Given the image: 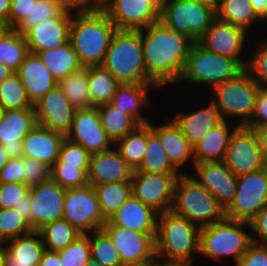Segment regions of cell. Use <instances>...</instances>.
I'll list each match as a JSON object with an SVG mask.
<instances>
[{
  "mask_svg": "<svg viewBox=\"0 0 267 266\" xmlns=\"http://www.w3.org/2000/svg\"><path fill=\"white\" fill-rule=\"evenodd\" d=\"M41 233L45 249L60 251L71 244L81 233L64 219L46 223L38 230Z\"/></svg>",
  "mask_w": 267,
  "mask_h": 266,
  "instance_id": "60d3db41",
  "label": "cell"
},
{
  "mask_svg": "<svg viewBox=\"0 0 267 266\" xmlns=\"http://www.w3.org/2000/svg\"><path fill=\"white\" fill-rule=\"evenodd\" d=\"M39 266H62L58 252L45 249Z\"/></svg>",
  "mask_w": 267,
  "mask_h": 266,
  "instance_id": "94428289",
  "label": "cell"
},
{
  "mask_svg": "<svg viewBox=\"0 0 267 266\" xmlns=\"http://www.w3.org/2000/svg\"><path fill=\"white\" fill-rule=\"evenodd\" d=\"M187 95L189 96L190 100L189 98L187 99L188 101L186 106L181 105L178 107L176 104L175 106L177 109H175L174 104H172L170 101L168 106L169 110L166 109L164 105L161 107L164 108V112L167 113L173 122L180 128L183 136L190 142L192 146H194L201 141L214 127L223 122L224 119L215 103L208 97L207 94H203L201 96H198L197 94ZM190 95H192V97ZM199 98H202L203 100H200ZM170 103L173 105L171 106L172 110L170 109Z\"/></svg>",
  "mask_w": 267,
  "mask_h": 266,
  "instance_id": "9c48e42d",
  "label": "cell"
},
{
  "mask_svg": "<svg viewBox=\"0 0 267 266\" xmlns=\"http://www.w3.org/2000/svg\"><path fill=\"white\" fill-rule=\"evenodd\" d=\"M201 227L171 210L158 214L156 262L198 266Z\"/></svg>",
  "mask_w": 267,
  "mask_h": 266,
  "instance_id": "3957f363",
  "label": "cell"
},
{
  "mask_svg": "<svg viewBox=\"0 0 267 266\" xmlns=\"http://www.w3.org/2000/svg\"><path fill=\"white\" fill-rule=\"evenodd\" d=\"M10 160L9 155L0 144V169Z\"/></svg>",
  "mask_w": 267,
  "mask_h": 266,
  "instance_id": "a7ac6f4b",
  "label": "cell"
},
{
  "mask_svg": "<svg viewBox=\"0 0 267 266\" xmlns=\"http://www.w3.org/2000/svg\"><path fill=\"white\" fill-rule=\"evenodd\" d=\"M160 90L155 83H121L111 104L122 112L130 114L140 125L149 124L157 115V111L161 110L160 102L163 98L161 94L163 91ZM154 94L158 95L160 102L156 100L158 97Z\"/></svg>",
  "mask_w": 267,
  "mask_h": 266,
  "instance_id": "2e32d148",
  "label": "cell"
},
{
  "mask_svg": "<svg viewBox=\"0 0 267 266\" xmlns=\"http://www.w3.org/2000/svg\"><path fill=\"white\" fill-rule=\"evenodd\" d=\"M171 211L200 227L225 218L224 207L190 174L178 177Z\"/></svg>",
  "mask_w": 267,
  "mask_h": 266,
  "instance_id": "ba28073f",
  "label": "cell"
},
{
  "mask_svg": "<svg viewBox=\"0 0 267 266\" xmlns=\"http://www.w3.org/2000/svg\"><path fill=\"white\" fill-rule=\"evenodd\" d=\"M265 31H266V32H265ZM264 35H266V36H267V23L265 24Z\"/></svg>",
  "mask_w": 267,
  "mask_h": 266,
  "instance_id": "09005b40",
  "label": "cell"
},
{
  "mask_svg": "<svg viewBox=\"0 0 267 266\" xmlns=\"http://www.w3.org/2000/svg\"><path fill=\"white\" fill-rule=\"evenodd\" d=\"M28 191L29 187L21 182L0 183V208H15Z\"/></svg>",
  "mask_w": 267,
  "mask_h": 266,
  "instance_id": "816d5d0a",
  "label": "cell"
},
{
  "mask_svg": "<svg viewBox=\"0 0 267 266\" xmlns=\"http://www.w3.org/2000/svg\"><path fill=\"white\" fill-rule=\"evenodd\" d=\"M146 143L147 124H141L134 131L118 140L114 147L132 170L135 171L141 165L143 156L146 153Z\"/></svg>",
  "mask_w": 267,
  "mask_h": 266,
  "instance_id": "f35d334b",
  "label": "cell"
},
{
  "mask_svg": "<svg viewBox=\"0 0 267 266\" xmlns=\"http://www.w3.org/2000/svg\"><path fill=\"white\" fill-rule=\"evenodd\" d=\"M239 126L224 120L193 146L196 163L223 161L231 135Z\"/></svg>",
  "mask_w": 267,
  "mask_h": 266,
  "instance_id": "1f68e13d",
  "label": "cell"
},
{
  "mask_svg": "<svg viewBox=\"0 0 267 266\" xmlns=\"http://www.w3.org/2000/svg\"><path fill=\"white\" fill-rule=\"evenodd\" d=\"M256 132L259 136L261 147L263 148V153L266 159L267 158V125L263 127H259L256 130Z\"/></svg>",
  "mask_w": 267,
  "mask_h": 266,
  "instance_id": "e7e4bbea",
  "label": "cell"
},
{
  "mask_svg": "<svg viewBox=\"0 0 267 266\" xmlns=\"http://www.w3.org/2000/svg\"><path fill=\"white\" fill-rule=\"evenodd\" d=\"M104 12L119 30H141L160 21L150 0H113Z\"/></svg>",
  "mask_w": 267,
  "mask_h": 266,
  "instance_id": "7402d4cb",
  "label": "cell"
},
{
  "mask_svg": "<svg viewBox=\"0 0 267 266\" xmlns=\"http://www.w3.org/2000/svg\"><path fill=\"white\" fill-rule=\"evenodd\" d=\"M36 125L34 108L3 111L0 120V144L10 159L23 156L22 140Z\"/></svg>",
  "mask_w": 267,
  "mask_h": 266,
  "instance_id": "603a6c76",
  "label": "cell"
},
{
  "mask_svg": "<svg viewBox=\"0 0 267 266\" xmlns=\"http://www.w3.org/2000/svg\"><path fill=\"white\" fill-rule=\"evenodd\" d=\"M84 266H103V265L93 259H90Z\"/></svg>",
  "mask_w": 267,
  "mask_h": 266,
  "instance_id": "753ad0ef",
  "label": "cell"
},
{
  "mask_svg": "<svg viewBox=\"0 0 267 266\" xmlns=\"http://www.w3.org/2000/svg\"><path fill=\"white\" fill-rule=\"evenodd\" d=\"M219 266H239L238 263L231 264H220Z\"/></svg>",
  "mask_w": 267,
  "mask_h": 266,
  "instance_id": "2a66077c",
  "label": "cell"
},
{
  "mask_svg": "<svg viewBox=\"0 0 267 266\" xmlns=\"http://www.w3.org/2000/svg\"><path fill=\"white\" fill-rule=\"evenodd\" d=\"M101 212L108 220L132 195L131 181L103 183L93 186Z\"/></svg>",
  "mask_w": 267,
  "mask_h": 266,
  "instance_id": "8d00e7d4",
  "label": "cell"
},
{
  "mask_svg": "<svg viewBox=\"0 0 267 266\" xmlns=\"http://www.w3.org/2000/svg\"><path fill=\"white\" fill-rule=\"evenodd\" d=\"M239 266H267V246L251 243L238 261Z\"/></svg>",
  "mask_w": 267,
  "mask_h": 266,
  "instance_id": "db71d44e",
  "label": "cell"
},
{
  "mask_svg": "<svg viewBox=\"0 0 267 266\" xmlns=\"http://www.w3.org/2000/svg\"><path fill=\"white\" fill-rule=\"evenodd\" d=\"M58 254L62 266H84L91 259L90 233L79 235Z\"/></svg>",
  "mask_w": 267,
  "mask_h": 266,
  "instance_id": "7dc6e473",
  "label": "cell"
},
{
  "mask_svg": "<svg viewBox=\"0 0 267 266\" xmlns=\"http://www.w3.org/2000/svg\"><path fill=\"white\" fill-rule=\"evenodd\" d=\"M33 231L30 224L15 210L0 208V243Z\"/></svg>",
  "mask_w": 267,
  "mask_h": 266,
  "instance_id": "f6af8a7d",
  "label": "cell"
},
{
  "mask_svg": "<svg viewBox=\"0 0 267 266\" xmlns=\"http://www.w3.org/2000/svg\"><path fill=\"white\" fill-rule=\"evenodd\" d=\"M194 2H201V3H205V4H217V0H191Z\"/></svg>",
  "mask_w": 267,
  "mask_h": 266,
  "instance_id": "34e18365",
  "label": "cell"
},
{
  "mask_svg": "<svg viewBox=\"0 0 267 266\" xmlns=\"http://www.w3.org/2000/svg\"><path fill=\"white\" fill-rule=\"evenodd\" d=\"M3 111H4V108H3V106L0 104V120H1L2 115H3Z\"/></svg>",
  "mask_w": 267,
  "mask_h": 266,
  "instance_id": "b9fcfbb0",
  "label": "cell"
},
{
  "mask_svg": "<svg viewBox=\"0 0 267 266\" xmlns=\"http://www.w3.org/2000/svg\"><path fill=\"white\" fill-rule=\"evenodd\" d=\"M102 66L120 83H154L145 70L139 30L117 29Z\"/></svg>",
  "mask_w": 267,
  "mask_h": 266,
  "instance_id": "8992f818",
  "label": "cell"
},
{
  "mask_svg": "<svg viewBox=\"0 0 267 266\" xmlns=\"http://www.w3.org/2000/svg\"><path fill=\"white\" fill-rule=\"evenodd\" d=\"M91 259L103 266H124L109 235L103 230L90 233Z\"/></svg>",
  "mask_w": 267,
  "mask_h": 266,
  "instance_id": "ee69618b",
  "label": "cell"
},
{
  "mask_svg": "<svg viewBox=\"0 0 267 266\" xmlns=\"http://www.w3.org/2000/svg\"><path fill=\"white\" fill-rule=\"evenodd\" d=\"M24 166L22 157L10 159L0 169V183L21 182L24 183Z\"/></svg>",
  "mask_w": 267,
  "mask_h": 266,
  "instance_id": "11a10c76",
  "label": "cell"
},
{
  "mask_svg": "<svg viewBox=\"0 0 267 266\" xmlns=\"http://www.w3.org/2000/svg\"><path fill=\"white\" fill-rule=\"evenodd\" d=\"M57 85L75 109L91 107L87 67L61 79Z\"/></svg>",
  "mask_w": 267,
  "mask_h": 266,
  "instance_id": "ab89813d",
  "label": "cell"
},
{
  "mask_svg": "<svg viewBox=\"0 0 267 266\" xmlns=\"http://www.w3.org/2000/svg\"><path fill=\"white\" fill-rule=\"evenodd\" d=\"M97 109L101 125L114 144L140 125L130 114L111 103L97 106Z\"/></svg>",
  "mask_w": 267,
  "mask_h": 266,
  "instance_id": "d590c367",
  "label": "cell"
},
{
  "mask_svg": "<svg viewBox=\"0 0 267 266\" xmlns=\"http://www.w3.org/2000/svg\"><path fill=\"white\" fill-rule=\"evenodd\" d=\"M155 266H193V265H190V264H164V263L156 262Z\"/></svg>",
  "mask_w": 267,
  "mask_h": 266,
  "instance_id": "8c879c8a",
  "label": "cell"
},
{
  "mask_svg": "<svg viewBox=\"0 0 267 266\" xmlns=\"http://www.w3.org/2000/svg\"><path fill=\"white\" fill-rule=\"evenodd\" d=\"M216 5L191 0H168L160 21L197 42L216 18Z\"/></svg>",
  "mask_w": 267,
  "mask_h": 266,
  "instance_id": "30bf717a",
  "label": "cell"
},
{
  "mask_svg": "<svg viewBox=\"0 0 267 266\" xmlns=\"http://www.w3.org/2000/svg\"><path fill=\"white\" fill-rule=\"evenodd\" d=\"M132 175V168L121 157L115 147L91 155L88 182L92 186L103 183L131 181Z\"/></svg>",
  "mask_w": 267,
  "mask_h": 266,
  "instance_id": "484cf974",
  "label": "cell"
},
{
  "mask_svg": "<svg viewBox=\"0 0 267 266\" xmlns=\"http://www.w3.org/2000/svg\"><path fill=\"white\" fill-rule=\"evenodd\" d=\"M265 168L267 169V158H266Z\"/></svg>",
  "mask_w": 267,
  "mask_h": 266,
  "instance_id": "979ff035",
  "label": "cell"
},
{
  "mask_svg": "<svg viewBox=\"0 0 267 266\" xmlns=\"http://www.w3.org/2000/svg\"><path fill=\"white\" fill-rule=\"evenodd\" d=\"M36 0H11L8 28H15L25 16H29L32 4Z\"/></svg>",
  "mask_w": 267,
  "mask_h": 266,
  "instance_id": "6f0895ef",
  "label": "cell"
},
{
  "mask_svg": "<svg viewBox=\"0 0 267 266\" xmlns=\"http://www.w3.org/2000/svg\"><path fill=\"white\" fill-rule=\"evenodd\" d=\"M182 174L144 173L133 171L132 195L158 214L170 211L174 189Z\"/></svg>",
  "mask_w": 267,
  "mask_h": 266,
  "instance_id": "e0dca14e",
  "label": "cell"
},
{
  "mask_svg": "<svg viewBox=\"0 0 267 266\" xmlns=\"http://www.w3.org/2000/svg\"><path fill=\"white\" fill-rule=\"evenodd\" d=\"M0 104L4 110L34 108L16 73H12L0 83Z\"/></svg>",
  "mask_w": 267,
  "mask_h": 266,
  "instance_id": "7bdbcfd3",
  "label": "cell"
},
{
  "mask_svg": "<svg viewBox=\"0 0 267 266\" xmlns=\"http://www.w3.org/2000/svg\"><path fill=\"white\" fill-rule=\"evenodd\" d=\"M63 219L68 221L81 234H89L102 229L104 218L92 185L66 189L63 206Z\"/></svg>",
  "mask_w": 267,
  "mask_h": 266,
  "instance_id": "8fae6325",
  "label": "cell"
},
{
  "mask_svg": "<svg viewBox=\"0 0 267 266\" xmlns=\"http://www.w3.org/2000/svg\"><path fill=\"white\" fill-rule=\"evenodd\" d=\"M267 205V169L237 176L234 200L225 217L250 222Z\"/></svg>",
  "mask_w": 267,
  "mask_h": 266,
  "instance_id": "4fadbf2b",
  "label": "cell"
},
{
  "mask_svg": "<svg viewBox=\"0 0 267 266\" xmlns=\"http://www.w3.org/2000/svg\"><path fill=\"white\" fill-rule=\"evenodd\" d=\"M73 15L62 12L59 16L44 20L29 29L24 37L31 53L56 49L69 42V29Z\"/></svg>",
  "mask_w": 267,
  "mask_h": 266,
  "instance_id": "d4e9b609",
  "label": "cell"
},
{
  "mask_svg": "<svg viewBox=\"0 0 267 266\" xmlns=\"http://www.w3.org/2000/svg\"><path fill=\"white\" fill-rule=\"evenodd\" d=\"M158 213L131 195L108 221L137 232H156Z\"/></svg>",
  "mask_w": 267,
  "mask_h": 266,
  "instance_id": "f1b7e54d",
  "label": "cell"
},
{
  "mask_svg": "<svg viewBox=\"0 0 267 266\" xmlns=\"http://www.w3.org/2000/svg\"><path fill=\"white\" fill-rule=\"evenodd\" d=\"M8 29L7 25L5 22H3L2 20H0V36L3 34V32Z\"/></svg>",
  "mask_w": 267,
  "mask_h": 266,
  "instance_id": "11e5206c",
  "label": "cell"
},
{
  "mask_svg": "<svg viewBox=\"0 0 267 266\" xmlns=\"http://www.w3.org/2000/svg\"><path fill=\"white\" fill-rule=\"evenodd\" d=\"M136 172L182 174L169 160L159 136L151 129V122L147 124L146 153L143 156L141 165Z\"/></svg>",
  "mask_w": 267,
  "mask_h": 266,
  "instance_id": "e575fe53",
  "label": "cell"
},
{
  "mask_svg": "<svg viewBox=\"0 0 267 266\" xmlns=\"http://www.w3.org/2000/svg\"><path fill=\"white\" fill-rule=\"evenodd\" d=\"M252 242L267 246V205L250 221Z\"/></svg>",
  "mask_w": 267,
  "mask_h": 266,
  "instance_id": "9f6ffc18",
  "label": "cell"
},
{
  "mask_svg": "<svg viewBox=\"0 0 267 266\" xmlns=\"http://www.w3.org/2000/svg\"><path fill=\"white\" fill-rule=\"evenodd\" d=\"M251 243L250 222L225 217L203 226L200 229L198 266L203 259L212 260L211 263L216 266L238 263Z\"/></svg>",
  "mask_w": 267,
  "mask_h": 266,
  "instance_id": "277c9868",
  "label": "cell"
},
{
  "mask_svg": "<svg viewBox=\"0 0 267 266\" xmlns=\"http://www.w3.org/2000/svg\"><path fill=\"white\" fill-rule=\"evenodd\" d=\"M243 70L244 68L234 58L214 53L202 47L198 42H194L179 80L171 90L163 92L162 96L166 98L181 96L177 98L180 102L185 96L188 98L187 94L197 92V95H205L216 85L235 78ZM178 91H181V94ZM182 93H184V97Z\"/></svg>",
  "mask_w": 267,
  "mask_h": 266,
  "instance_id": "7a4b0ae2",
  "label": "cell"
},
{
  "mask_svg": "<svg viewBox=\"0 0 267 266\" xmlns=\"http://www.w3.org/2000/svg\"><path fill=\"white\" fill-rule=\"evenodd\" d=\"M256 15L267 23V0H250Z\"/></svg>",
  "mask_w": 267,
  "mask_h": 266,
  "instance_id": "6125c7cd",
  "label": "cell"
},
{
  "mask_svg": "<svg viewBox=\"0 0 267 266\" xmlns=\"http://www.w3.org/2000/svg\"><path fill=\"white\" fill-rule=\"evenodd\" d=\"M82 145L91 155L110 150L114 143L103 129L97 107L76 109L72 125L65 135Z\"/></svg>",
  "mask_w": 267,
  "mask_h": 266,
  "instance_id": "d6986e66",
  "label": "cell"
},
{
  "mask_svg": "<svg viewBox=\"0 0 267 266\" xmlns=\"http://www.w3.org/2000/svg\"><path fill=\"white\" fill-rule=\"evenodd\" d=\"M223 161L236 176L265 168L266 159L257 132L239 126L229 139Z\"/></svg>",
  "mask_w": 267,
  "mask_h": 266,
  "instance_id": "9a60e30c",
  "label": "cell"
},
{
  "mask_svg": "<svg viewBox=\"0 0 267 266\" xmlns=\"http://www.w3.org/2000/svg\"><path fill=\"white\" fill-rule=\"evenodd\" d=\"M63 12L77 15L93 12L92 0H52Z\"/></svg>",
  "mask_w": 267,
  "mask_h": 266,
  "instance_id": "680465c9",
  "label": "cell"
},
{
  "mask_svg": "<svg viewBox=\"0 0 267 266\" xmlns=\"http://www.w3.org/2000/svg\"><path fill=\"white\" fill-rule=\"evenodd\" d=\"M36 54L57 82L83 68L70 42L62 47L40 51Z\"/></svg>",
  "mask_w": 267,
  "mask_h": 266,
  "instance_id": "d6a6232c",
  "label": "cell"
},
{
  "mask_svg": "<svg viewBox=\"0 0 267 266\" xmlns=\"http://www.w3.org/2000/svg\"><path fill=\"white\" fill-rule=\"evenodd\" d=\"M152 4L161 11L165 6L168 0H150Z\"/></svg>",
  "mask_w": 267,
  "mask_h": 266,
  "instance_id": "89a4df30",
  "label": "cell"
},
{
  "mask_svg": "<svg viewBox=\"0 0 267 266\" xmlns=\"http://www.w3.org/2000/svg\"><path fill=\"white\" fill-rule=\"evenodd\" d=\"M158 114L151 121V129L159 136L161 146L170 162L182 174H189L195 165L193 146L164 111Z\"/></svg>",
  "mask_w": 267,
  "mask_h": 266,
  "instance_id": "ac0fdd59",
  "label": "cell"
},
{
  "mask_svg": "<svg viewBox=\"0 0 267 266\" xmlns=\"http://www.w3.org/2000/svg\"><path fill=\"white\" fill-rule=\"evenodd\" d=\"M31 193L30 190L23 195L21 202L16 204L15 210L24 218L31 226Z\"/></svg>",
  "mask_w": 267,
  "mask_h": 266,
  "instance_id": "91938a15",
  "label": "cell"
},
{
  "mask_svg": "<svg viewBox=\"0 0 267 266\" xmlns=\"http://www.w3.org/2000/svg\"><path fill=\"white\" fill-rule=\"evenodd\" d=\"M51 179L64 189L83 187L88 182V174L80 168L71 165H53Z\"/></svg>",
  "mask_w": 267,
  "mask_h": 266,
  "instance_id": "681fc988",
  "label": "cell"
},
{
  "mask_svg": "<svg viewBox=\"0 0 267 266\" xmlns=\"http://www.w3.org/2000/svg\"><path fill=\"white\" fill-rule=\"evenodd\" d=\"M65 138V134L37 124L22 140L23 156L52 167L58 160Z\"/></svg>",
  "mask_w": 267,
  "mask_h": 266,
  "instance_id": "4316f807",
  "label": "cell"
},
{
  "mask_svg": "<svg viewBox=\"0 0 267 266\" xmlns=\"http://www.w3.org/2000/svg\"><path fill=\"white\" fill-rule=\"evenodd\" d=\"M111 238L124 266H149L156 263V232H137L112 225L108 220L102 228Z\"/></svg>",
  "mask_w": 267,
  "mask_h": 266,
  "instance_id": "5bb4252c",
  "label": "cell"
},
{
  "mask_svg": "<svg viewBox=\"0 0 267 266\" xmlns=\"http://www.w3.org/2000/svg\"><path fill=\"white\" fill-rule=\"evenodd\" d=\"M16 74L33 105L58 84L39 56L31 52L25 56Z\"/></svg>",
  "mask_w": 267,
  "mask_h": 266,
  "instance_id": "83f0119b",
  "label": "cell"
},
{
  "mask_svg": "<svg viewBox=\"0 0 267 266\" xmlns=\"http://www.w3.org/2000/svg\"><path fill=\"white\" fill-rule=\"evenodd\" d=\"M5 246L4 266H39L45 250L41 233L36 230L6 241Z\"/></svg>",
  "mask_w": 267,
  "mask_h": 266,
  "instance_id": "4dcf8cb0",
  "label": "cell"
},
{
  "mask_svg": "<svg viewBox=\"0 0 267 266\" xmlns=\"http://www.w3.org/2000/svg\"><path fill=\"white\" fill-rule=\"evenodd\" d=\"M90 158L91 154L82 145L65 138L60 148L58 160L54 165L76 166L88 174Z\"/></svg>",
  "mask_w": 267,
  "mask_h": 266,
  "instance_id": "c3c4849f",
  "label": "cell"
},
{
  "mask_svg": "<svg viewBox=\"0 0 267 266\" xmlns=\"http://www.w3.org/2000/svg\"><path fill=\"white\" fill-rule=\"evenodd\" d=\"M245 70L261 86L267 87V36L252 38Z\"/></svg>",
  "mask_w": 267,
  "mask_h": 266,
  "instance_id": "b9f144b4",
  "label": "cell"
},
{
  "mask_svg": "<svg viewBox=\"0 0 267 266\" xmlns=\"http://www.w3.org/2000/svg\"><path fill=\"white\" fill-rule=\"evenodd\" d=\"M24 166V184L29 188L51 179V167L34 158L22 156Z\"/></svg>",
  "mask_w": 267,
  "mask_h": 266,
  "instance_id": "f907efd6",
  "label": "cell"
},
{
  "mask_svg": "<svg viewBox=\"0 0 267 266\" xmlns=\"http://www.w3.org/2000/svg\"><path fill=\"white\" fill-rule=\"evenodd\" d=\"M116 30L104 11L73 15L69 42L83 67L102 65Z\"/></svg>",
  "mask_w": 267,
  "mask_h": 266,
  "instance_id": "5b68a950",
  "label": "cell"
},
{
  "mask_svg": "<svg viewBox=\"0 0 267 266\" xmlns=\"http://www.w3.org/2000/svg\"><path fill=\"white\" fill-rule=\"evenodd\" d=\"M267 125V87H261L257 94L255 110L250 122L245 126L256 131L259 127Z\"/></svg>",
  "mask_w": 267,
  "mask_h": 266,
  "instance_id": "f5cc1de1",
  "label": "cell"
},
{
  "mask_svg": "<svg viewBox=\"0 0 267 266\" xmlns=\"http://www.w3.org/2000/svg\"><path fill=\"white\" fill-rule=\"evenodd\" d=\"M216 17L243 28L253 37L264 35L265 23L254 12L250 0H217Z\"/></svg>",
  "mask_w": 267,
  "mask_h": 266,
  "instance_id": "f546056e",
  "label": "cell"
},
{
  "mask_svg": "<svg viewBox=\"0 0 267 266\" xmlns=\"http://www.w3.org/2000/svg\"><path fill=\"white\" fill-rule=\"evenodd\" d=\"M112 1L113 0H92L93 12L97 10L104 11Z\"/></svg>",
  "mask_w": 267,
  "mask_h": 266,
  "instance_id": "03108f58",
  "label": "cell"
},
{
  "mask_svg": "<svg viewBox=\"0 0 267 266\" xmlns=\"http://www.w3.org/2000/svg\"><path fill=\"white\" fill-rule=\"evenodd\" d=\"M139 32L147 76L167 92L179 80L194 41L161 21Z\"/></svg>",
  "mask_w": 267,
  "mask_h": 266,
  "instance_id": "6da1fadb",
  "label": "cell"
},
{
  "mask_svg": "<svg viewBox=\"0 0 267 266\" xmlns=\"http://www.w3.org/2000/svg\"><path fill=\"white\" fill-rule=\"evenodd\" d=\"M29 53L24 35L14 28L6 29L0 36V63L16 73Z\"/></svg>",
  "mask_w": 267,
  "mask_h": 266,
  "instance_id": "74e56055",
  "label": "cell"
},
{
  "mask_svg": "<svg viewBox=\"0 0 267 266\" xmlns=\"http://www.w3.org/2000/svg\"><path fill=\"white\" fill-rule=\"evenodd\" d=\"M62 12L63 11L52 0H36V2L32 4L29 16H25L14 29L24 35L35 25H38L44 20L55 18Z\"/></svg>",
  "mask_w": 267,
  "mask_h": 266,
  "instance_id": "bcb514c9",
  "label": "cell"
},
{
  "mask_svg": "<svg viewBox=\"0 0 267 266\" xmlns=\"http://www.w3.org/2000/svg\"><path fill=\"white\" fill-rule=\"evenodd\" d=\"M252 38L243 28L216 17L197 42L209 51L234 58L245 69Z\"/></svg>",
  "mask_w": 267,
  "mask_h": 266,
  "instance_id": "7c38bea8",
  "label": "cell"
},
{
  "mask_svg": "<svg viewBox=\"0 0 267 266\" xmlns=\"http://www.w3.org/2000/svg\"><path fill=\"white\" fill-rule=\"evenodd\" d=\"M87 82L91 97V107L111 103L118 86L121 84L102 65L87 67Z\"/></svg>",
  "mask_w": 267,
  "mask_h": 266,
  "instance_id": "836d02e7",
  "label": "cell"
},
{
  "mask_svg": "<svg viewBox=\"0 0 267 266\" xmlns=\"http://www.w3.org/2000/svg\"><path fill=\"white\" fill-rule=\"evenodd\" d=\"M262 86L244 69L235 78L216 85L207 95L224 120L246 126L254 113L257 94Z\"/></svg>",
  "mask_w": 267,
  "mask_h": 266,
  "instance_id": "52a82bcc",
  "label": "cell"
},
{
  "mask_svg": "<svg viewBox=\"0 0 267 266\" xmlns=\"http://www.w3.org/2000/svg\"><path fill=\"white\" fill-rule=\"evenodd\" d=\"M12 73L13 72L8 67L0 63V83L8 78Z\"/></svg>",
  "mask_w": 267,
  "mask_h": 266,
  "instance_id": "003e7915",
  "label": "cell"
},
{
  "mask_svg": "<svg viewBox=\"0 0 267 266\" xmlns=\"http://www.w3.org/2000/svg\"><path fill=\"white\" fill-rule=\"evenodd\" d=\"M31 193V227L38 231L46 223L63 219L66 189L50 179L29 188Z\"/></svg>",
  "mask_w": 267,
  "mask_h": 266,
  "instance_id": "44dd1931",
  "label": "cell"
},
{
  "mask_svg": "<svg viewBox=\"0 0 267 266\" xmlns=\"http://www.w3.org/2000/svg\"><path fill=\"white\" fill-rule=\"evenodd\" d=\"M226 209L237 191V176L224 161L196 163L189 173Z\"/></svg>",
  "mask_w": 267,
  "mask_h": 266,
  "instance_id": "ffe728a7",
  "label": "cell"
},
{
  "mask_svg": "<svg viewBox=\"0 0 267 266\" xmlns=\"http://www.w3.org/2000/svg\"><path fill=\"white\" fill-rule=\"evenodd\" d=\"M38 125L67 134L76 109L59 86H55L34 104Z\"/></svg>",
  "mask_w": 267,
  "mask_h": 266,
  "instance_id": "cb8c5ba5",
  "label": "cell"
},
{
  "mask_svg": "<svg viewBox=\"0 0 267 266\" xmlns=\"http://www.w3.org/2000/svg\"><path fill=\"white\" fill-rule=\"evenodd\" d=\"M5 243H0V266H4L5 261V252H6Z\"/></svg>",
  "mask_w": 267,
  "mask_h": 266,
  "instance_id": "2644e50d",
  "label": "cell"
},
{
  "mask_svg": "<svg viewBox=\"0 0 267 266\" xmlns=\"http://www.w3.org/2000/svg\"><path fill=\"white\" fill-rule=\"evenodd\" d=\"M10 8L11 0H0V20L6 23L7 28Z\"/></svg>",
  "mask_w": 267,
  "mask_h": 266,
  "instance_id": "be15d7a7",
  "label": "cell"
}]
</instances>
